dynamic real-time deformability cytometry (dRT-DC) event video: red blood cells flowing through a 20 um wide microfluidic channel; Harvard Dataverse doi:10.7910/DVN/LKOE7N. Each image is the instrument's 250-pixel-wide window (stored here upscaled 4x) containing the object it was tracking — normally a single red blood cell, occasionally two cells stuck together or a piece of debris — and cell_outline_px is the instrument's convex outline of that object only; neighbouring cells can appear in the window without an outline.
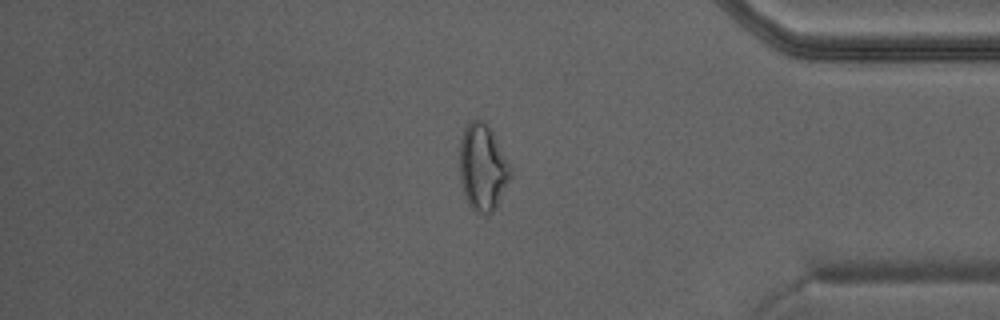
{"species": "Egyptian fruit bat (a non-hibernating species)", "species_latin": "Rousettus aegyptiacus", "temperature_condition": "warm", "stored_images_in_passage": 43, "camera_frame_rate_fps": 3000, "um_per_image_px": 0.085, "animal": {"sex": "male"}, "frame": {"image": 1, "passage_image": 37, "time_ms": 12.0, "image_size_px": [1000, 320], "cell_outline_px": [[512, 176], [496, 208], [488, 216], [484, 216], [476, 212], [468, 204], [460, 180], [460, 140], [464, 128], [472, 120], [484, 120], [492, 132], [508, 160], [512, 168]], "centroid_in_image_um": [41.04, 14.27], "position_along_channel_um": 394.2, "area_um2": 25.84}}